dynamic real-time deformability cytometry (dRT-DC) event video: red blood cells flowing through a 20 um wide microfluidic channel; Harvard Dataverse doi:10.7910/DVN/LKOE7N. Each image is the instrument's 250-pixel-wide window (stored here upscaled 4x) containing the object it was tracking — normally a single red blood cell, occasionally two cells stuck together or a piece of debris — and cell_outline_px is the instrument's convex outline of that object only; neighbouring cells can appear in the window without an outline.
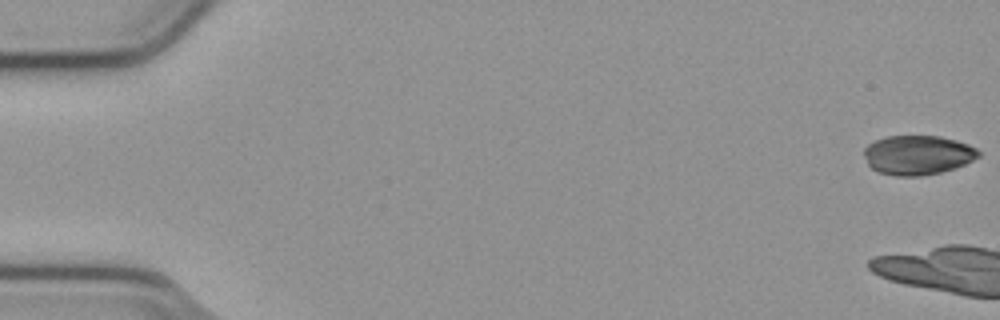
{"species": "common noctule bat (a hibernating species)", "species_latin": "Nyctalus noctula", "temperature_condition": "cold", "stored_images_in_passage": 4, "camera_frame_rate_fps": 3000, "um_per_image_px": 0.085, "animal": {"sex": "male", "body_mass_g": 23.1, "forearm_length_mm": 52.7}, "frame": {"image": 1, "passage_image": 1, "time_ms": 0.0, "image_size_px": [1000, 320], "cell_outline_px": [[980, 156], [964, 164], [940, 172], [920, 176], [896, 176], [880, 172], [872, 168], [868, 164], [864, 156], [864, 148], [872, 140], [888, 136], [940, 136], [956, 140], [968, 144], [976, 148], [980, 152]], "centroid_in_image_um": [77.98, 13.16], "position_along_channel_um": 7.0, "area_um2": 26.24}}